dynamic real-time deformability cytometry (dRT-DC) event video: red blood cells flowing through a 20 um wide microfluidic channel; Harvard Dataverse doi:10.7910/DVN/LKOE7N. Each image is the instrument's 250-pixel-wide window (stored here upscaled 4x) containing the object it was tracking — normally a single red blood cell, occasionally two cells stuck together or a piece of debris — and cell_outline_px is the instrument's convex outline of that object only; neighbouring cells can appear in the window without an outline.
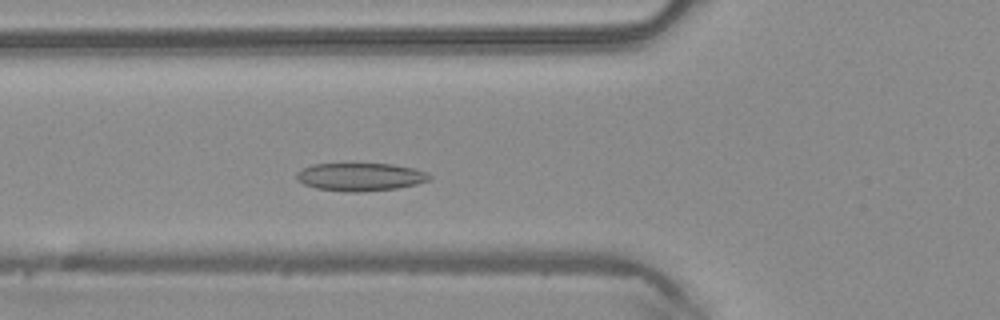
{"species": "common noctule bat (a hibernating species)", "species_latin": "Nyctalus noctula", "temperature_condition": "warm", "stored_images_in_passage": 40, "camera_frame_rate_fps": 3000, "um_per_image_px": 0.085, "animal": {"sex": "male", "body_mass_g": 20.4}, "frame": {"image": 1, "passage_image": 9, "time_ms": 2.667, "image_size_px": [1000, 320], "cell_outline_px": [[432, 176], [428, 180], [416, 184], [396, 188], [356, 192], [348, 192], [316, 188], [304, 184], [296, 180], [296, 172], [300, 168], [312, 164], [392, 164], [412, 168], [428, 172]], "centroid_in_image_um": [30.58, 15.03], "position_along_channel_um": 95.2, "area_um2": 21.62}}
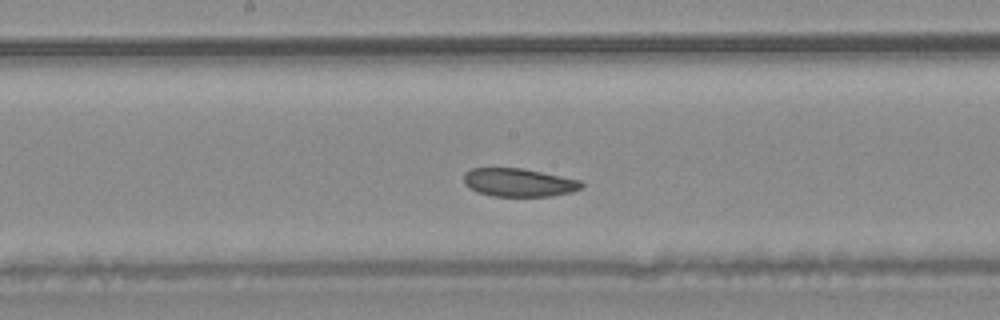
{"frame": {"image": 2, "passage_image": 17, "time_ms": 5.333, "image_size_px": [1000, 320], "cell_outline_px": [[584, 184], [580, 188], [572, 192], [552, 196], [492, 196], [476, 192], [468, 188], [464, 184], [464, 172], [472, 168], [524, 168], [580, 180]], "centroid_in_image_um": [44.06, 15.51], "position_along_channel_um": 204.1, "area_um2": 19.54}}
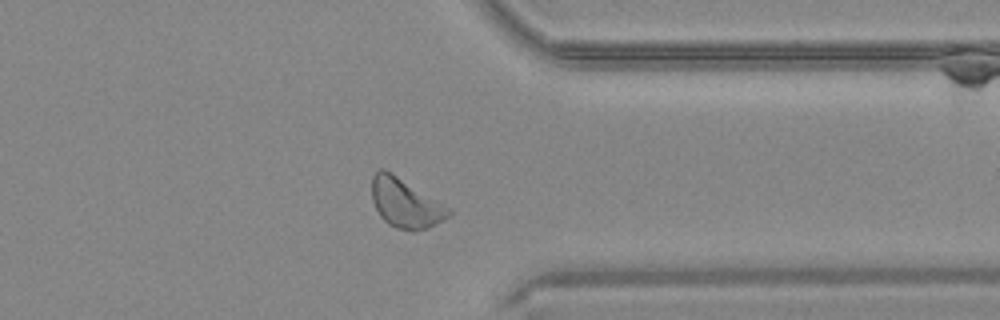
{"frame": {"image": 3, "passage_image": 30, "time_ms": 9.667, "image_size_px": [1000, 320], "cell_outline_px": [[452, 212], [448, 216], [436, 224], [428, 228], [412, 232], [396, 228], [388, 224], [380, 216], [372, 200], [372, 176], [380, 168], [392, 172], [452, 208]], "centroid_in_image_um": [34.48, 17.27], "position_along_channel_um": 376.9, "area_um2": 22.25}, "authors_computed_cell_mechanics": {"area_um2": 21.2126, "velocity_mm_per_s": 4.0735, "shape_relaxation_time_tau1_ms": 6.2071, "shape_relaxation_time_tau2_ms": 2.0881, "deformation_change_tau1": 0.1195, "deformation_change_tau2": 0.0529}}